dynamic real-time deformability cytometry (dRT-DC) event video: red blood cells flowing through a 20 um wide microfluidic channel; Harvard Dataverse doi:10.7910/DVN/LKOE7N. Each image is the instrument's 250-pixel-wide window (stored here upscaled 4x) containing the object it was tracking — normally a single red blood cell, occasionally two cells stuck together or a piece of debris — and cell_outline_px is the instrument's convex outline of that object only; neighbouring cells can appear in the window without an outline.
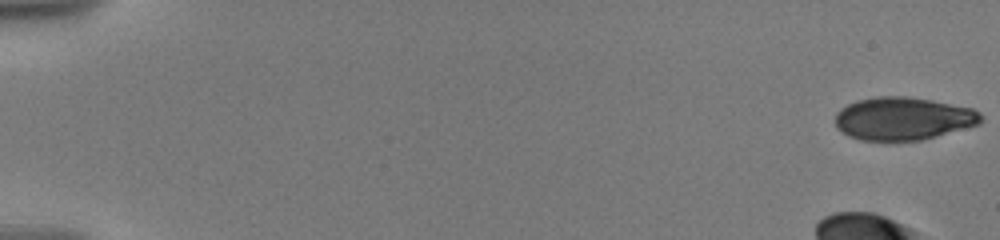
{"species": "human", "species_latin": "Homo sapiens", "temperature_condition": "warm", "stored_images_in_passage": 18, "camera_frame_rate_fps": 3000, "um_per_image_px": 0.085, "donor": {"sex": "male"}, "frame": {"image": 1, "passage_image": 1, "time_ms": 0.0, "image_size_px": [1000, 240], "cell_outline_px": [[984, 120], [980, 124], [920, 140], [860, 140], [848, 136], [836, 128], [836, 112], [840, 108], [856, 100], [876, 96], [908, 96], [932, 100], [972, 108], [980, 112], [984, 116]], "centroid_in_image_um": [76.76, 10.06], "position_along_channel_um": 8.2, "area_um2": 36.59}}